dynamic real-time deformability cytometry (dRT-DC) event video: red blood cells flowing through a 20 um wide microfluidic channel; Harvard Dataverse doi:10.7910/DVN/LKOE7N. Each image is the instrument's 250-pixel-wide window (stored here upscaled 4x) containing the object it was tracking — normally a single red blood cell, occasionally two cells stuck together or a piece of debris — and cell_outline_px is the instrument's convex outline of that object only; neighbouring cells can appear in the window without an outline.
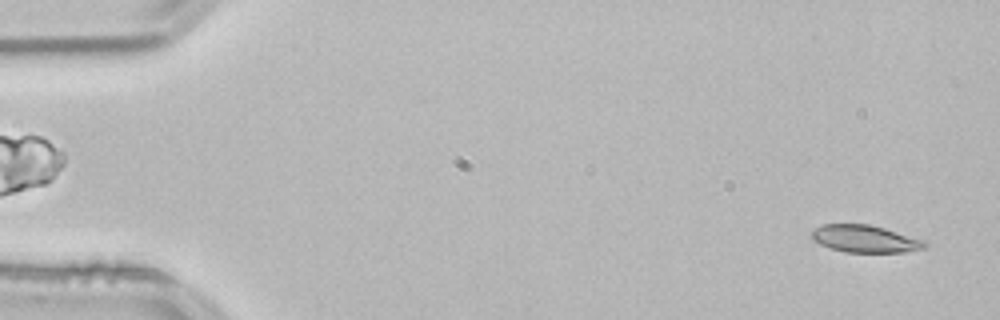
{"species": "common noctule bat (a hibernating species)", "species_latin": "Nyctalus noctula", "temperature_condition": "room temperature", "stored_images_in_passage": 10, "camera_frame_rate_fps": 3000, "um_per_image_px": 0.085, "animal": {"sex": "male", "body_mass_g": 21.5, "forearm_length_mm": 52.0}, "frame": {"image": 1, "passage_image": 2, "time_ms": 0.333, "image_size_px": [1000, 320], "cell_outline_px": [[928, 248], [904, 252], [844, 252], [820, 244], [812, 240], [812, 228], [824, 224], [868, 224], [884, 228], [924, 240], [928, 244]], "centroid_in_image_um": [73.53, 20.3], "position_along_channel_um": 11.5, "area_um2": 18.03}}